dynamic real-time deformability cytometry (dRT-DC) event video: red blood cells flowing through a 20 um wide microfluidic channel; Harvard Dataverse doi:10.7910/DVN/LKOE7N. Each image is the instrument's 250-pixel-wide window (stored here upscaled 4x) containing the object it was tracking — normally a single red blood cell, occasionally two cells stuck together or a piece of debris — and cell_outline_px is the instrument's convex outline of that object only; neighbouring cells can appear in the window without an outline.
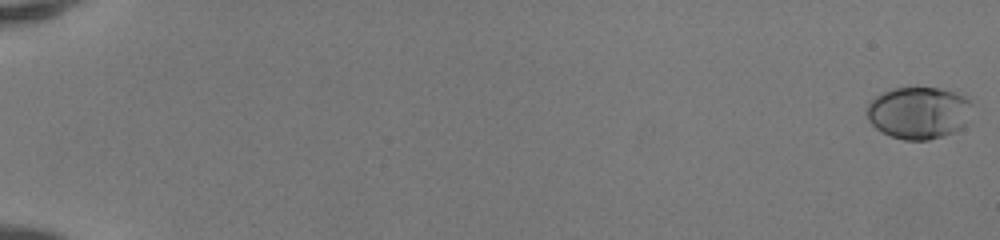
{"species": "human", "species_latin": "Homo sapiens", "temperature_condition": "room temperature", "stored_images_in_passage": 52, "camera_frame_rate_fps": 3000, "um_per_image_px": 0.085, "donor": {"sex": "female"}, "frame": {"image": 1, "passage_image": 1, "time_ms": 0.0, "image_size_px": [1000, 240], "cell_outline_px": [[972, 104], [964, 124], [960, 128], [944, 136], [928, 140], [904, 140], [892, 136], [876, 128], [868, 120], [868, 104], [876, 96], [892, 88], [940, 88], [956, 92], [968, 96], [972, 100]], "centroid_in_image_um": [78.11, 9.57], "position_along_channel_um": 6.9, "area_um2": 31.79}}
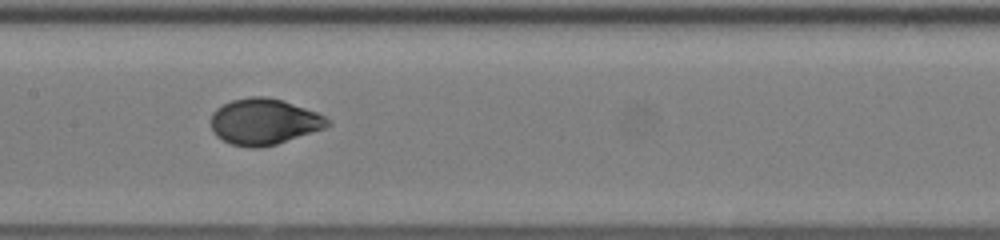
{"frame": {"image": 2, "passage_image": 29, "time_ms": 9.333, "image_size_px": [1000, 240], "cell_outline_px": [[332, 124], [324, 128], [276, 144], [260, 148], [248, 148], [232, 144], [216, 136], [212, 132], [212, 112], [216, 108], [232, 100], [252, 96], [264, 96], [280, 100], [316, 112], [332, 120]], "centroid_in_image_um": [22.43, 10.35], "position_along_channel_um": 185.0, "area_um2": 31.1}}
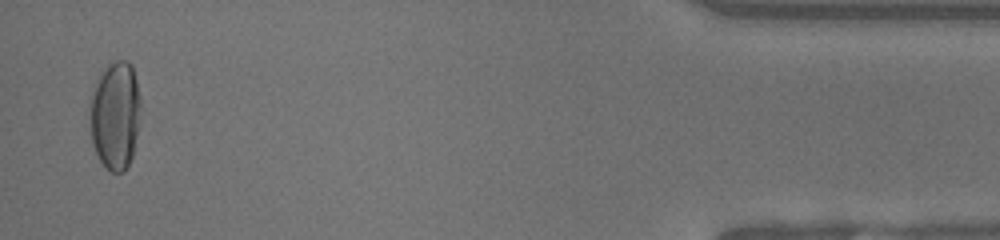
{"frame": {"image": 3, "passage_image": 51, "time_ms": 16.667, "image_size_px": [1000, 240], "cell_outline_px": [[140, 108], [132, 156], [124, 172], [112, 172], [100, 160], [92, 144], [88, 116], [92, 88], [104, 68], [108, 64], [116, 60], [128, 60], [132, 64], [140, 96]], "centroid_in_image_um": [9.76, 9.76], "position_along_channel_um": 425.4, "area_um2": 32.14}, "authors_computed_cell_mechanics": {"area_um2": 31.0964, "velocity_mm_per_s": 4.1963, "shape_relaxation_time_tau1_ms": 3.6147, "shape_relaxation_time_tau2_ms": null, "deformation_change_tau1": 0.2025, "deformation_change_tau2": null}}